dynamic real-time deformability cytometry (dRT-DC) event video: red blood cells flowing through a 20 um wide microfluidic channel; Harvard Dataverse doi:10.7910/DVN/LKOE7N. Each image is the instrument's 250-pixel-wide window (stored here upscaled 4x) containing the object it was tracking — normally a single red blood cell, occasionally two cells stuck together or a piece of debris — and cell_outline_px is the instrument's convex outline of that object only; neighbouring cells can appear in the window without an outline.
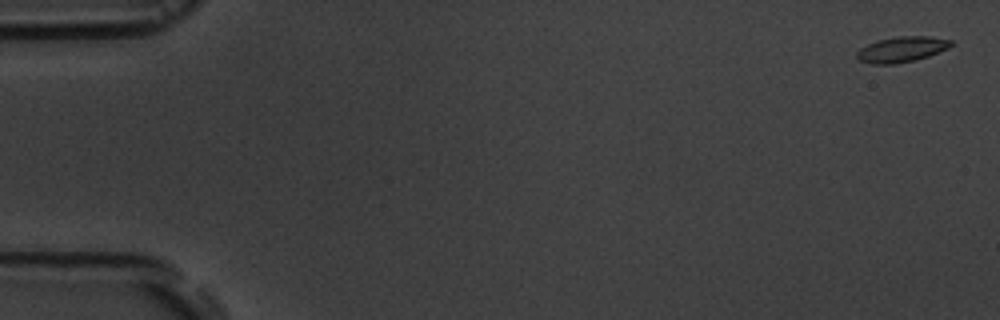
{"species": "common noctule bat (a hibernating species)", "species_latin": "Nyctalus noctula", "temperature_condition": "room temperature", "stored_images_in_passage": 12, "camera_frame_rate_fps": 3000, "um_per_image_px": 0.085, "animal": {"sex": "male", "body_mass_g": 19.5, "forearm_length_mm": 54.6}, "frame": {"image": 1, "passage_image": 1, "time_ms": 0.0, "image_size_px": [1000, 320], "cell_outline_px": [[952, 44], [948, 48], [928, 56], [916, 60], [896, 64], [872, 64], [860, 60], [856, 56], [856, 52], [860, 48], [876, 40], [900, 36], [928, 36], [952, 40]], "centroid_in_image_um": [76.63, 4.2], "position_along_channel_um": 8.4, "area_um2": 13.99}}
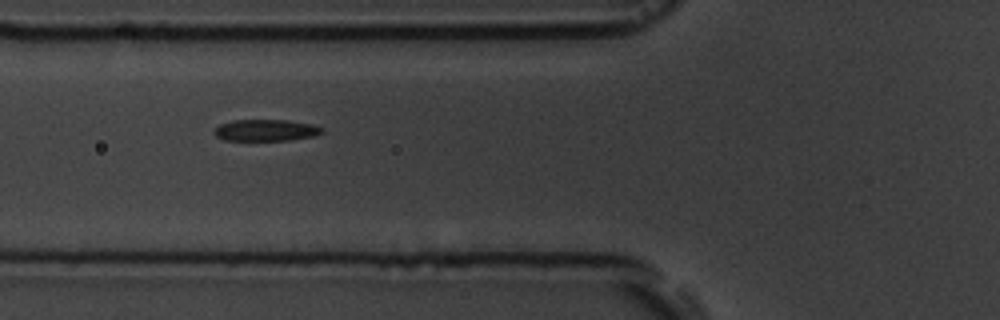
{"frame": {"image": 2, "passage_image": 7, "time_ms": 6.667, "image_size_px": [1000, 320], "cell_outline_px": [[324, 132], [312, 136], [288, 140], [224, 140], [216, 136], [212, 132], [220, 124], [232, 120], [288, 120], [312, 124], [324, 128]], "centroid_in_image_um": [22.59, 11.06], "position_along_channel_um": 103.2, "area_um2": 13.53}}
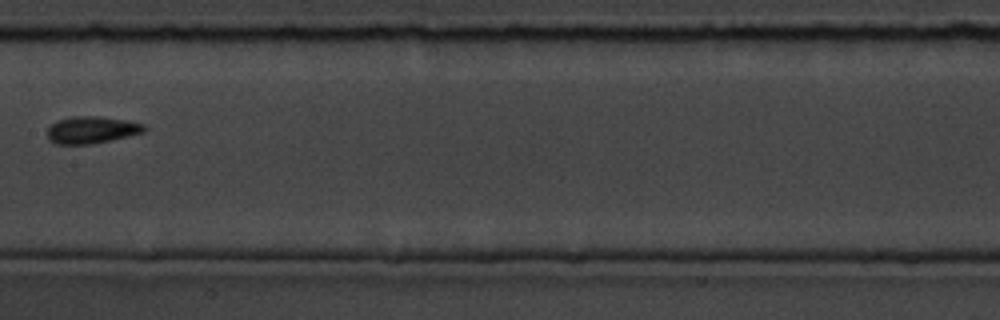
{"frame": {"image": 3, "passage_image": 9, "time_ms": 9.333, "image_size_px": [1000, 320], "cell_outline_px": [[148, 128], [144, 132], [112, 140], [92, 144], [56, 144], [48, 140], [48, 128], [56, 120], [72, 116], [96, 116], [128, 120], [144, 124]], "centroid_in_image_um": [7.8, 11.04], "position_along_channel_um": 199.6, "area_um2": 15.43}}